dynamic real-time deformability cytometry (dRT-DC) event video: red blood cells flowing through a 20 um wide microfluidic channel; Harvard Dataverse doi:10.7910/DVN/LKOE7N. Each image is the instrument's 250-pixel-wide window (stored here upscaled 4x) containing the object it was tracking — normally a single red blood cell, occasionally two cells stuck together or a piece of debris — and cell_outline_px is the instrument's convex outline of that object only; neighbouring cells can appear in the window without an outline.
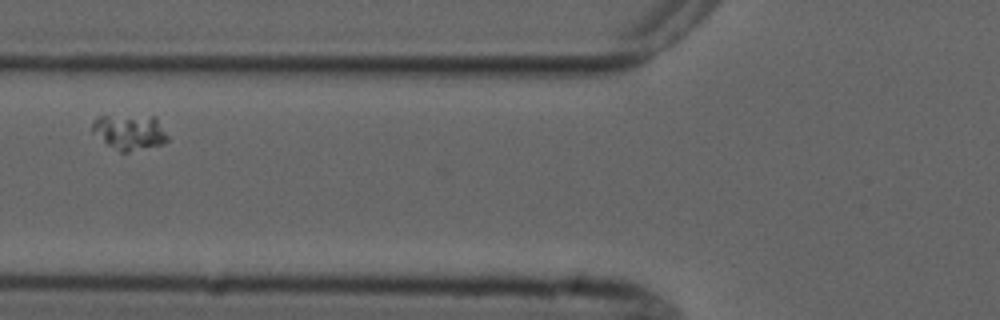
{"species": "common noctule bat (a hibernating species)", "species_latin": "Nyctalus noctula", "temperature_condition": "cold", "stored_images_in_passage": 7, "camera_frame_rate_fps": 3000, "um_per_image_px": 0.085, "animal": {"sex": "male", "forearm_length_mm": 52.5}, "frame": {"image": 1, "passage_image": 4, "time_ms": 4.333, "image_size_px": [1000, 320], "cell_outline_px": [[168, 140], [164, 144], [128, 152], [120, 152], [108, 144], [92, 132], [92, 124], [100, 116], [156, 116], [168, 136]], "centroid_in_image_um": [11.06, 11.23], "position_along_channel_um": 114.7, "area_um2": 15.37}}
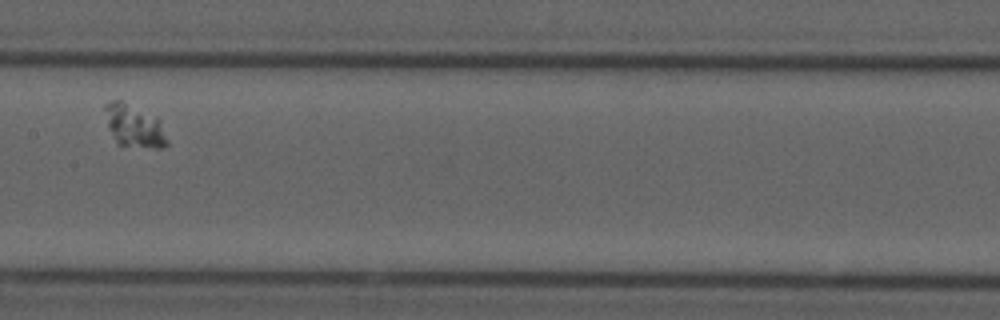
{"frame": {"image": 2, "passage_image": 6, "time_ms": 6.667, "image_size_px": [1000, 320], "cell_outline_px": [[168, 144], [164, 148], [156, 148], [116, 144], [108, 128], [104, 108], [104, 104], [112, 100], [120, 100], [160, 120], [168, 140]], "centroid_in_image_um": [11.39, 10.73], "position_along_channel_um": 196.0, "area_um2": 15.26}}
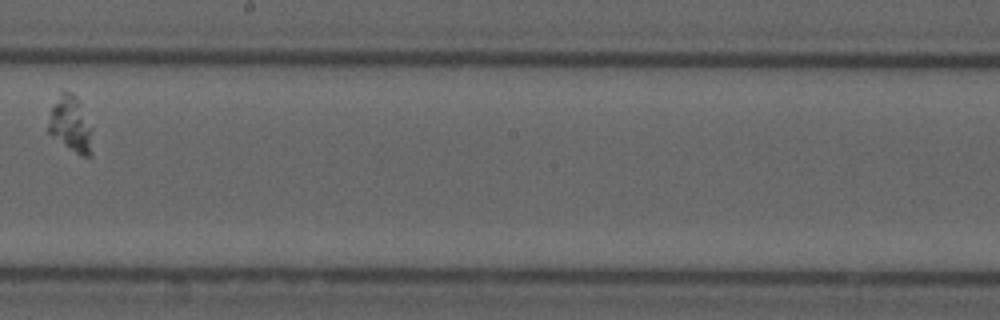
{"frame": {"image": 3, "passage_image": 7, "time_ms": 8.0, "image_size_px": [1000, 320], "cell_outline_px": [[92, 156], [80, 156], [52, 136], [48, 132], [48, 120], [52, 108], [60, 92], [72, 92], [76, 96], [92, 128]], "centroid_in_image_um": [6.03, 10.59], "position_along_channel_um": 242.2, "area_um2": 14.22}}